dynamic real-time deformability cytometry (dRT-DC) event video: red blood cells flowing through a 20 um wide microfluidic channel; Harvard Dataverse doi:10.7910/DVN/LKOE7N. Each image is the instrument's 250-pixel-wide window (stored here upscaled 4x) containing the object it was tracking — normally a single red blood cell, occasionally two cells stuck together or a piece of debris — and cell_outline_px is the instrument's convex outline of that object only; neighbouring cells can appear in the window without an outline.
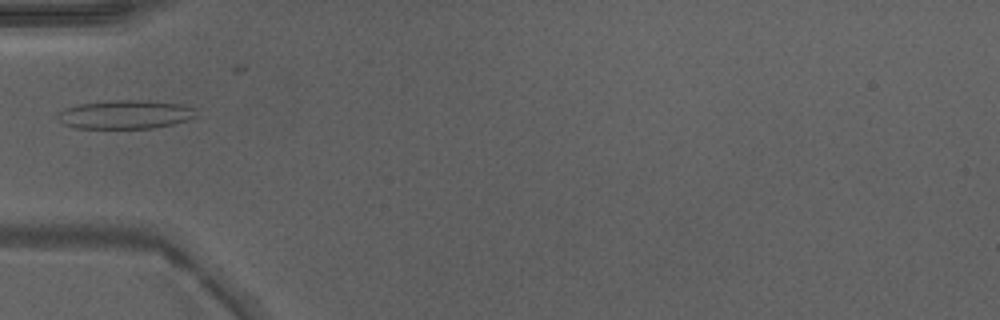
{"species": "Egyptian fruit bat (a non-hibernating species)", "species_latin": "Rousettus aegyptiacus", "temperature_condition": "warm", "stored_images_in_passage": 23, "camera_frame_rate_fps": 3000, "um_per_image_px": 0.085, "animal": {"sex": "male"}, "frame": {"image": 1, "passage_image": 1, "time_ms": 0.0, "image_size_px": [1000, 320], "cell_outline_px": [[196, 116], [188, 120], [172, 124], [152, 128], [76, 128], [60, 124], [56, 120], [56, 112], [64, 108], [80, 104], [116, 100], [140, 100], [180, 104], [196, 108]], "centroid_in_image_um": [10.58, 9.74], "position_along_channel_um": 74.4, "area_um2": 23.29}}
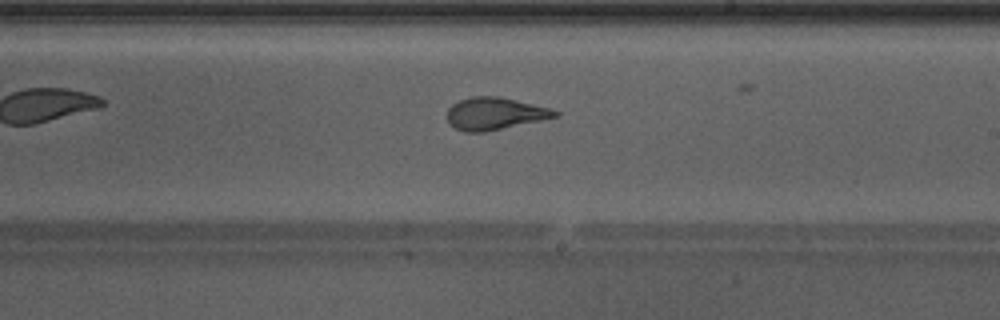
{"frame": {"image": 2, "passage_image": 13, "time_ms": 4.0, "image_size_px": [1000, 320], "cell_outline_px": [[560, 116], [484, 132], [464, 132], [456, 128], [448, 120], [448, 108], [452, 104], [460, 100], [472, 96], [500, 96], [552, 108], [560, 112]], "centroid_in_image_um": [42.1, 9.64], "position_along_channel_um": 246.9, "area_um2": 20.29}}